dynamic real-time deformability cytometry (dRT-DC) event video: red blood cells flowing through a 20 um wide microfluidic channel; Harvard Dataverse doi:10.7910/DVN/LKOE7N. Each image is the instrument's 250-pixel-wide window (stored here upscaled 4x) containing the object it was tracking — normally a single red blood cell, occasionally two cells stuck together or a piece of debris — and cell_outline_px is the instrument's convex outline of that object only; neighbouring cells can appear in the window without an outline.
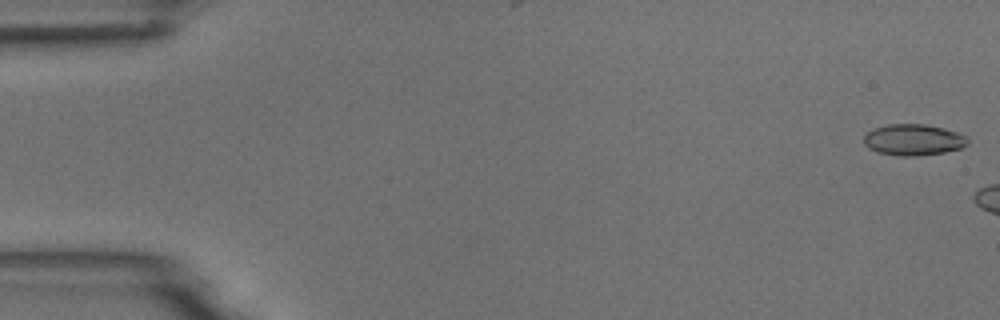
{"species": "common noctule bat (a hibernating species)", "species_latin": "Nyctalus noctula", "temperature_condition": "room temperature", "stored_images_in_passage": 3, "camera_frame_rate_fps": 3000, "um_per_image_px": 0.085, "animal": {"sex": "male", "body_mass_g": 18.8}, "frame": {"image": 1, "passage_image": 1, "time_ms": 0.0, "image_size_px": [1000, 320], "cell_outline_px": [[968, 144], [960, 148], [944, 152], [916, 156], [896, 156], [876, 152], [868, 148], [864, 144], [864, 136], [872, 128], [888, 124], [924, 124], [944, 128], [968, 136]], "centroid_in_image_um": [77.62, 11.88], "position_along_channel_um": 7.4, "area_um2": 19.07}}